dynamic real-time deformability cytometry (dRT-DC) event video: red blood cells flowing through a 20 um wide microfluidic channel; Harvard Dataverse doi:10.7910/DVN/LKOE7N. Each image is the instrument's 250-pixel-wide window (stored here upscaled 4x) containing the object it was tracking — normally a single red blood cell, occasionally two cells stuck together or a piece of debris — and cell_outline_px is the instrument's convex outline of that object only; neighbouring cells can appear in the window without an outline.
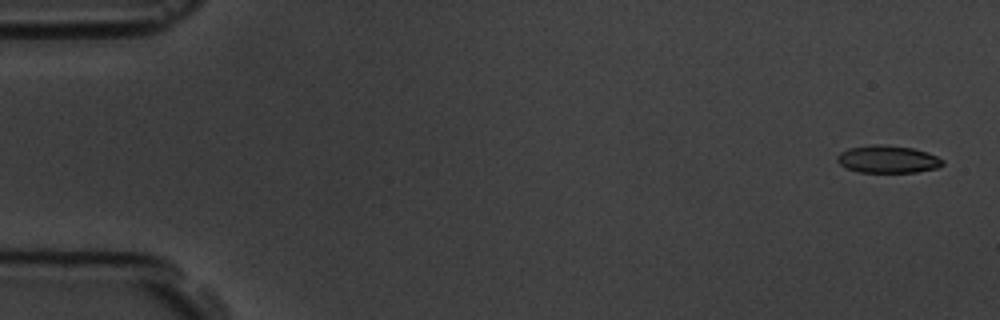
{"species": "common noctule bat (a hibernating species)", "species_latin": "Nyctalus noctula", "temperature_condition": "room temperature", "stored_images_in_passage": 8, "camera_frame_rate_fps": 3000, "um_per_image_px": 0.085, "animal": {"sex": "male", "body_mass_g": 19.5, "forearm_length_mm": 54.6}, "frame": {"image": 1, "passage_image": 1, "time_ms": 0.0, "image_size_px": [1000, 320], "cell_outline_px": [[944, 164], [936, 168], [916, 172], [860, 172], [848, 168], [840, 164], [836, 160], [836, 156], [840, 152], [848, 148], [872, 144], [884, 144], [912, 148], [928, 152], [944, 160]], "centroid_in_image_um": [75.45, 13.52], "position_along_channel_um": 9.5, "area_um2": 16.94}}
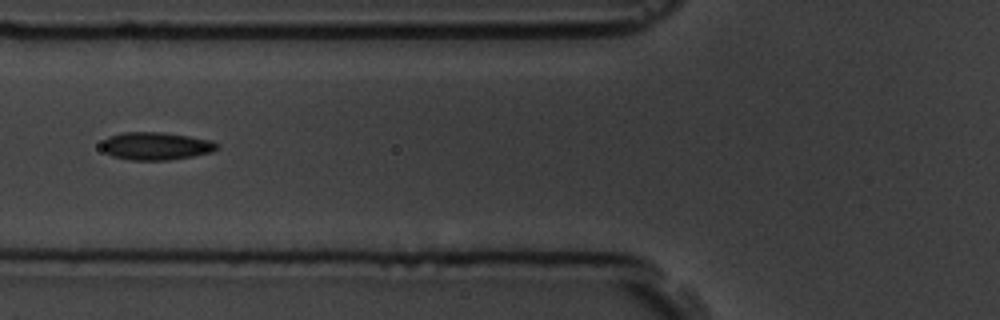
{"frame": {"image": 2, "passage_image": 7, "time_ms": 6.667, "image_size_px": [1000, 320], "cell_outline_px": [[220, 144], [212, 152], [192, 156], [168, 160], [132, 160], [112, 156], [104, 152], [104, 140], [108, 136], [124, 132], [164, 132], [212, 140]], "centroid_in_image_um": [13.28, 12.41], "position_along_channel_um": 112.5, "area_um2": 18.55}}
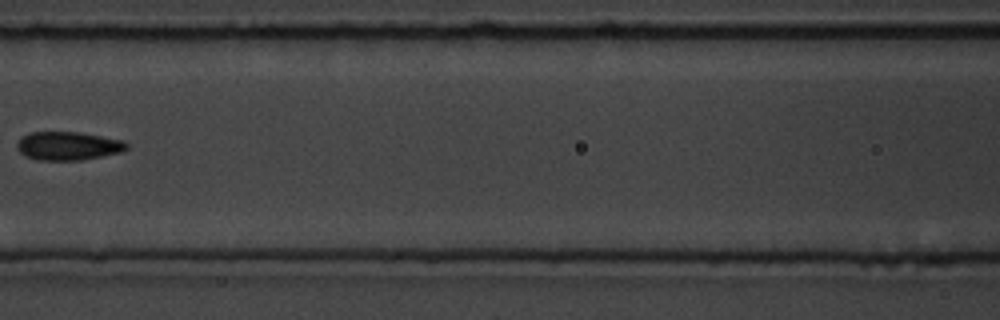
{"frame": {"image": 3, "passage_image": 8, "time_ms": 8.0, "image_size_px": [1000, 320], "cell_outline_px": [[128, 148], [120, 152], [80, 160], [40, 160], [24, 156], [16, 148], [16, 144], [20, 136], [32, 132], [80, 132], [124, 140], [128, 144]], "centroid_in_image_um": [5.76, 12.39], "position_along_channel_um": 160.8, "area_um2": 18.26}}